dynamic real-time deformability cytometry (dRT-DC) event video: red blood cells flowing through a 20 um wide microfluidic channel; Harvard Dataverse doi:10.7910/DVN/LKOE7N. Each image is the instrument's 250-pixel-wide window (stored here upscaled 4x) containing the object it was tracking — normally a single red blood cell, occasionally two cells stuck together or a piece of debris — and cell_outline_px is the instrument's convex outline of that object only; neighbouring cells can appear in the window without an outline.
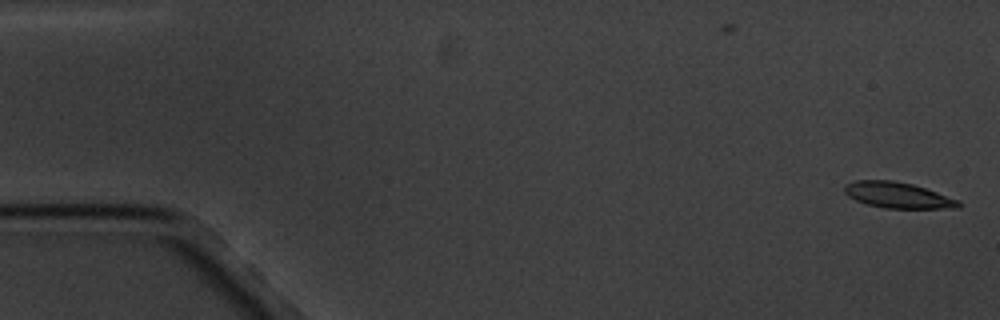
{"species": "common noctule bat (a hibernating species)", "species_latin": "Nyctalus noctula", "temperature_condition": "cold", "stored_images_in_passage": 7, "camera_frame_rate_fps": 3000, "um_per_image_px": 0.085, "animal": {"sex": "male", "body_mass_g": 20.1, "forearm_length_mm": 53.5}, "frame": {"image": 1, "passage_image": 1, "time_ms": 0.0, "image_size_px": [1000, 320], "cell_outline_px": [[960, 208], [884, 208], [868, 204], [856, 200], [848, 196], [844, 192], [844, 184], [856, 180], [892, 180], [912, 184], [960, 200]], "centroid_in_image_um": [76.29, 16.58], "position_along_channel_um": 8.7, "area_um2": 17.11}}
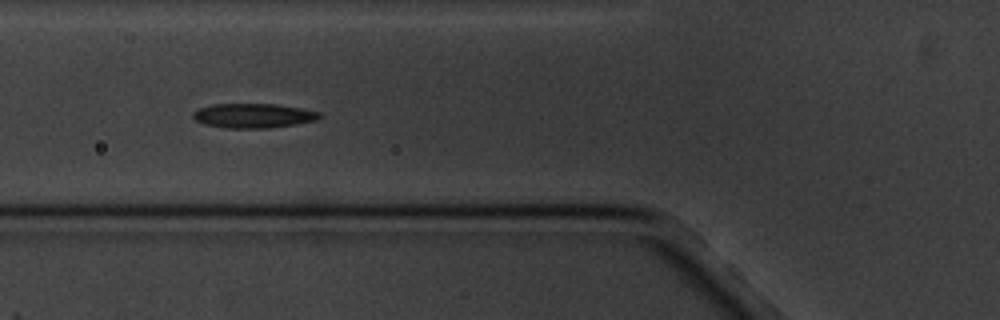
{"frame": {"image": 2, "passage_image": 6, "time_ms": 6.667, "image_size_px": [1000, 320], "cell_outline_px": [[324, 116], [316, 120], [296, 124], [268, 128], [228, 128], [204, 124], [196, 120], [192, 116], [192, 112], [200, 108], [212, 104], [276, 104], [300, 108], [320, 112]], "centroid_in_image_um": [21.55, 9.83], "position_along_channel_um": 104.3, "area_um2": 18.03}}
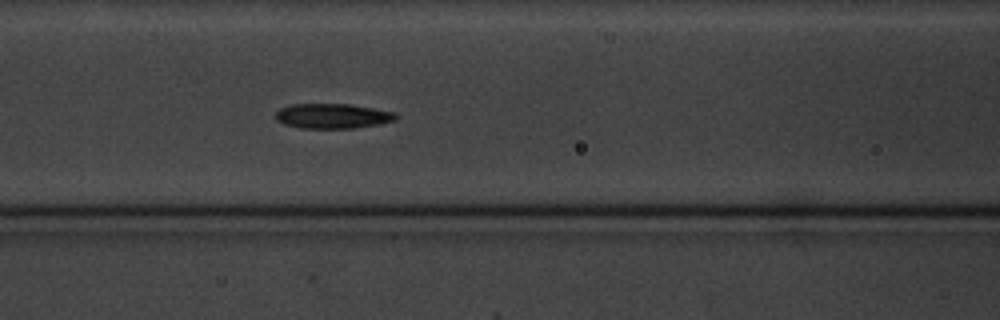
{"frame": {"image": 3, "passage_image": 7, "time_ms": 7.667, "image_size_px": [1000, 320], "cell_outline_px": [[396, 120], [376, 124], [352, 128], [300, 128], [284, 124], [276, 120], [276, 112], [280, 108], [292, 104], [348, 104], [396, 112]], "centroid_in_image_um": [28.23, 9.86], "position_along_channel_um": 138.4, "area_um2": 17.28}}